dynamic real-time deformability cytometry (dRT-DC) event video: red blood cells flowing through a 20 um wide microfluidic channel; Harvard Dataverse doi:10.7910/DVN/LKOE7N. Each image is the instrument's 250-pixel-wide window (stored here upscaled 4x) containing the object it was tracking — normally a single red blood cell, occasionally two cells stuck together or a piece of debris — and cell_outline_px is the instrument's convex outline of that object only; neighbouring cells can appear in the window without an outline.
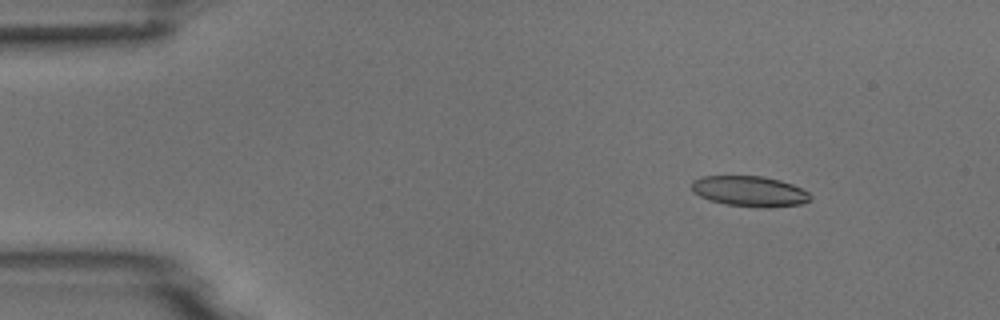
{"species": "common noctule bat (a hibernating species)", "species_latin": "Nyctalus noctula", "temperature_condition": "room temperature", "stored_images_in_passage": 10, "camera_frame_rate_fps": 3000, "um_per_image_px": 0.085, "animal": {"sex": "male", "body_mass_g": 18.8}, "frame": {"image": 1, "passage_image": 2, "time_ms": 2.0, "image_size_px": [1000, 320], "cell_outline_px": [[812, 200], [800, 204], [764, 208], [728, 204], [708, 200], [692, 192], [692, 180], [700, 176], [764, 176], [780, 180], [792, 184], [808, 192], [812, 196]], "centroid_in_image_um": [63.71, 16.25], "position_along_channel_um": 21.3, "area_um2": 21.15}}
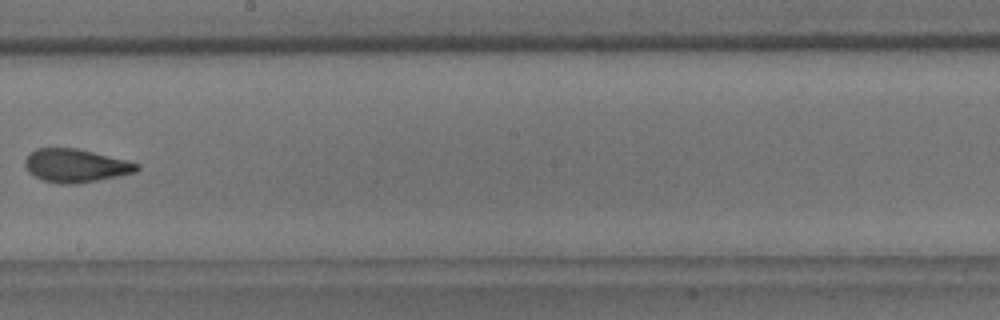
{"frame": {"image": 2, "passage_image": 9, "time_ms": 10.0, "image_size_px": [1000, 320], "cell_outline_px": [[140, 168], [136, 172], [76, 184], [60, 184], [44, 180], [28, 172], [24, 164], [24, 160], [36, 148], [76, 148], [140, 164]], "centroid_in_image_um": [6.41, 14.08], "position_along_channel_um": 241.8, "area_um2": 21.33}}
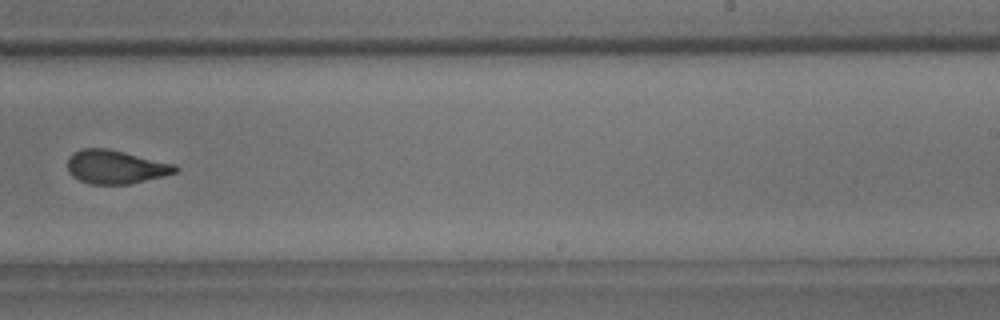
{"frame": {"image": 3, "passage_image": 10, "time_ms": 11.0, "image_size_px": [1000, 320], "cell_outline_px": [[180, 168], [176, 172], [164, 176], [128, 184], [92, 184], [80, 180], [72, 176], [68, 172], [68, 156], [72, 152], [80, 148], [108, 148], [176, 164]], "centroid_in_image_um": [9.82, 14.17], "position_along_channel_um": 279.2, "area_um2": 21.27}}